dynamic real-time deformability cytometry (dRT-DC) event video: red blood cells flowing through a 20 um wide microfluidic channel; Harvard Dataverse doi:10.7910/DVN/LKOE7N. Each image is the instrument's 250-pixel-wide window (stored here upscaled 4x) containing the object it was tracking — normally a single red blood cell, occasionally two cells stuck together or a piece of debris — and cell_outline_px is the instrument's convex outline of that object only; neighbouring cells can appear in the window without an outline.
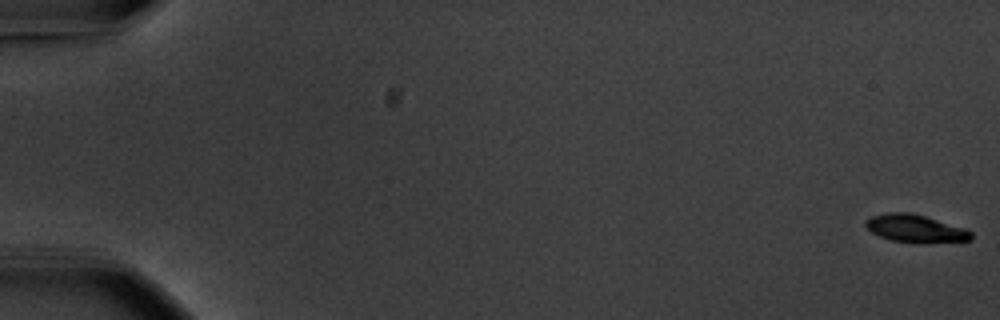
{"species": "common noctule bat (a hibernating species)", "species_latin": "Nyctalus noctula", "temperature_condition": "warm", "stored_images_in_passage": 57, "camera_frame_rate_fps": 3000, "um_per_image_px": 0.085, "animal": {"sex": "male", "body_mass_g": 20.1, "forearm_length_mm": 53.5}, "frame": {"image": 1, "passage_image": 1, "time_ms": 0.0, "image_size_px": [1000, 320], "cell_outline_px": [[972, 240], [892, 240], [880, 236], [872, 232], [864, 224], [864, 220], [872, 216], [888, 212], [912, 212], [964, 228], [972, 232]], "centroid_in_image_um": [77.73, 19.35], "position_along_channel_um": 7.3, "area_um2": 16.01}}
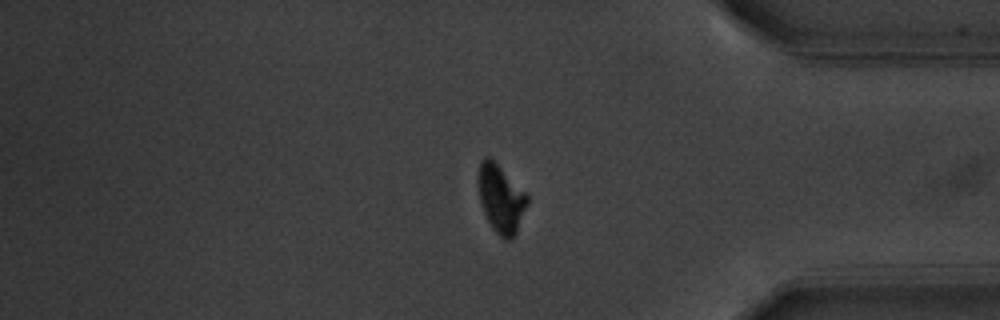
{"frame": {"image": 2, "passage_image": 48, "time_ms": 15.667, "image_size_px": [1000, 320], "cell_outline_px": [[528, 204], [516, 232], [508, 240], [504, 240], [492, 228], [484, 212], [480, 200], [476, 176], [480, 160], [484, 156], [488, 156], [528, 192]], "centroid_in_image_um": [42.57, 16.84], "position_along_channel_um": 392.6, "area_um2": 19.65}}
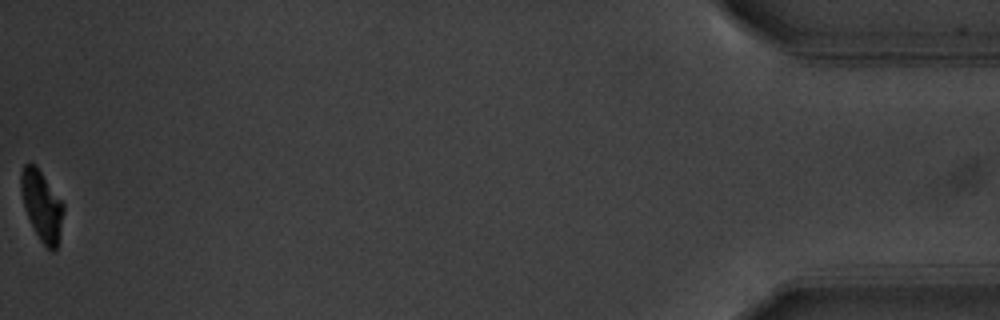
{"frame": {"image": 3, "passage_image": 57, "time_ms": 18.667, "image_size_px": [1000, 320], "cell_outline_px": [[64, 208], [60, 236], [56, 248], [52, 252], [40, 240], [28, 216], [24, 204], [20, 188], [20, 172], [24, 164], [36, 164], [64, 204]], "centroid_in_image_um": [3.56, 17.44], "position_along_channel_um": 431.6, "area_um2": 17.17}, "authors_computed_cell_mechanics": {"area_um2": 19.1318, "velocity_mm_per_s": 3.6798, "shape_relaxation_time_tau1_ms": 2.1926, "shape_relaxation_time_tau2_ms": 10.803, "deformation_change_tau1": 0.1323, "deformation_change_tau2": 0.0888}}